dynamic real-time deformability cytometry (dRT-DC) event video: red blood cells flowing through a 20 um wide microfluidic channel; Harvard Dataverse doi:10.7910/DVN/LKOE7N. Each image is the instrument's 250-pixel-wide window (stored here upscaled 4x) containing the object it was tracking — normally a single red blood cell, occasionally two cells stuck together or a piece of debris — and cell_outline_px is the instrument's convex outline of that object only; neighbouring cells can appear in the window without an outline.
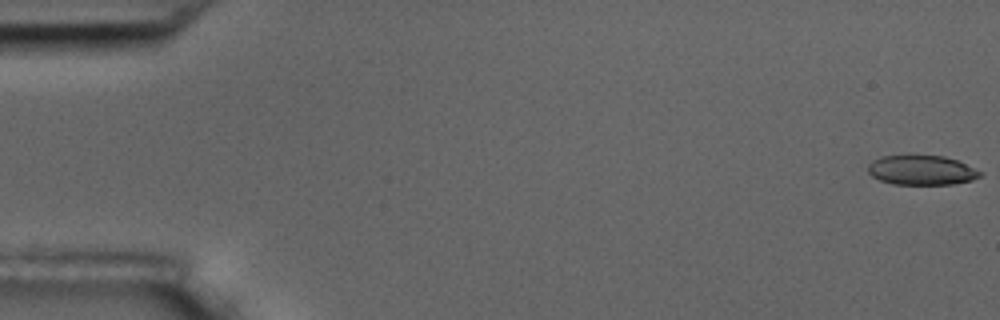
{"species": "common noctule bat (a hibernating species)", "species_latin": "Nyctalus noctula", "temperature_condition": "room temperature", "stored_images_in_passage": 7, "camera_frame_rate_fps": 3000, "um_per_image_px": 0.085, "animal": {"sex": "male", "body_mass_g": 17.5, "forearm_length_mm": 52.3}, "frame": {"image": 1, "passage_image": 1, "time_ms": 0.0, "image_size_px": [1000, 320], "cell_outline_px": [[984, 172], [980, 176], [972, 180], [952, 184], [892, 184], [880, 180], [872, 176], [868, 172], [868, 164], [872, 160], [880, 156], [908, 152], [944, 156], [956, 160]], "centroid_in_image_um": [78.28, 14.41], "position_along_channel_um": 6.7, "area_um2": 20.17}}
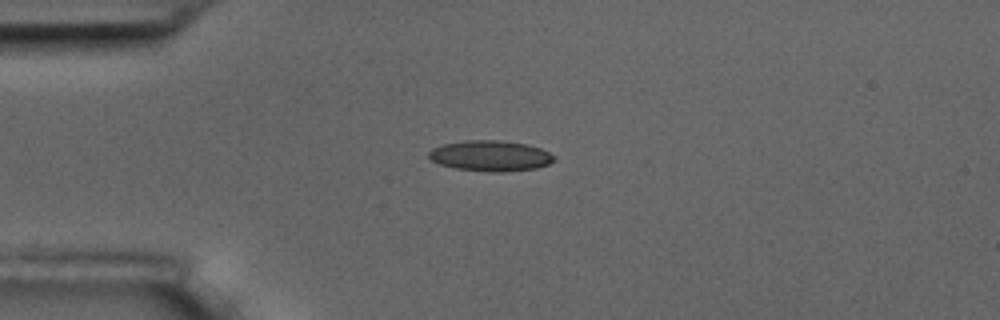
{"frame": {"image": 2, "passage_image": 4, "time_ms": 4.667, "image_size_px": [1000, 320], "cell_outline_px": [[556, 160], [548, 164], [536, 168], [500, 172], [488, 172], [456, 168], [440, 164], [432, 160], [428, 156], [428, 152], [432, 148], [444, 144], [464, 140], [496, 140], [524, 144], [540, 148], [556, 156]], "centroid_in_image_um": [41.68, 13.25], "position_along_channel_um": 43.3, "area_um2": 22.25}}